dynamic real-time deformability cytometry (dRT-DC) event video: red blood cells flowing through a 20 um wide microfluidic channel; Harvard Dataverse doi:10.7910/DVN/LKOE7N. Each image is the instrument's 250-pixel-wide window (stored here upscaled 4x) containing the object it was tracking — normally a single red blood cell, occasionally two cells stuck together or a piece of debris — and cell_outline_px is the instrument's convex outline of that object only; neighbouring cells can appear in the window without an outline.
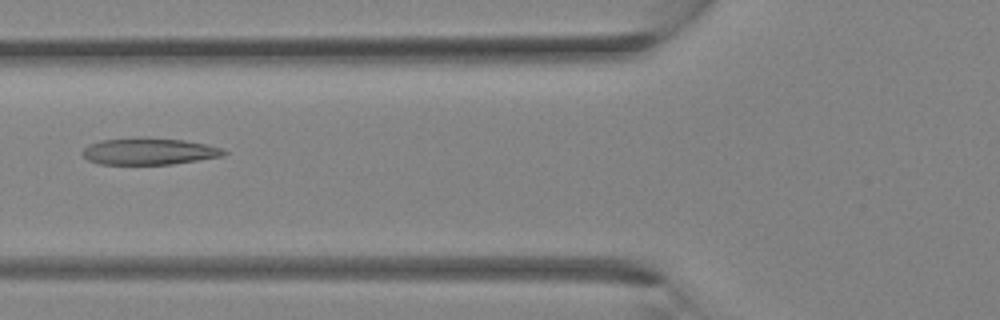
{"species": "Egyptian fruit bat (a non-hibernating species)", "species_latin": "Rousettus aegyptiacus", "temperature_condition": "room temperature", "stored_images_in_passage": 34, "camera_frame_rate_fps": 3000, "um_per_image_px": 0.085, "animal": {"sex": "female"}, "frame": {"image": 1, "passage_image": 13, "time_ms": 4.0, "image_size_px": [1000, 320], "cell_outline_px": [[228, 152], [224, 156], [172, 164], [100, 164], [88, 160], [80, 152], [88, 144], [100, 140], [140, 136], [148, 136], [184, 140], [208, 144], [224, 148]], "centroid_in_image_um": [12.68, 12.84], "position_along_channel_um": 113.1, "area_um2": 22.6}}
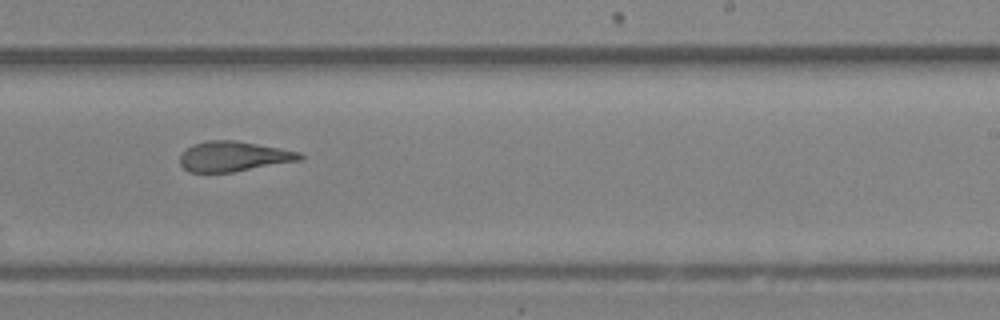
{"frame": {"image": 2, "passage_image": 21, "time_ms": 6.667, "image_size_px": [1000, 320], "cell_outline_px": [[304, 160], [232, 172], [188, 172], [180, 164], [180, 152], [192, 144], [208, 140], [236, 140], [280, 148], [300, 152], [304, 156]], "centroid_in_image_um": [19.85, 13.29], "position_along_channel_um": 269.1, "area_um2": 21.27}}
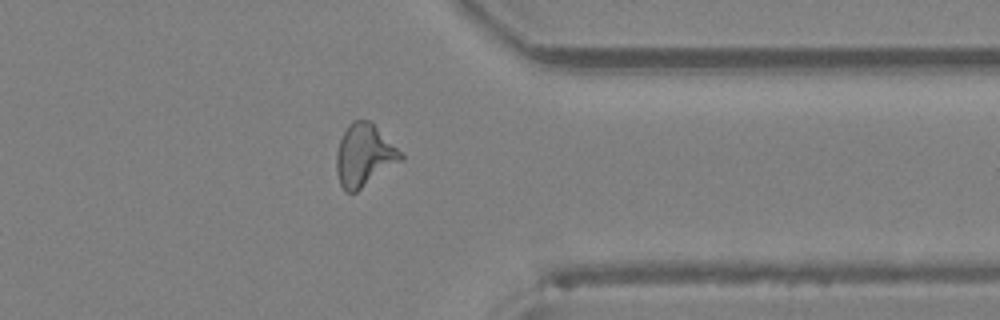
{"frame": {"image": 3, "passage_image": 27, "time_ms": 8.667, "image_size_px": [1000, 320], "cell_outline_px": [[404, 160], [356, 192], [344, 192], [340, 184], [336, 172], [336, 152], [340, 140], [348, 124], [352, 120], [372, 120], [404, 156]], "centroid_in_image_um": [30.96, 13.2], "position_along_channel_um": 380.4, "area_um2": 23.64}}